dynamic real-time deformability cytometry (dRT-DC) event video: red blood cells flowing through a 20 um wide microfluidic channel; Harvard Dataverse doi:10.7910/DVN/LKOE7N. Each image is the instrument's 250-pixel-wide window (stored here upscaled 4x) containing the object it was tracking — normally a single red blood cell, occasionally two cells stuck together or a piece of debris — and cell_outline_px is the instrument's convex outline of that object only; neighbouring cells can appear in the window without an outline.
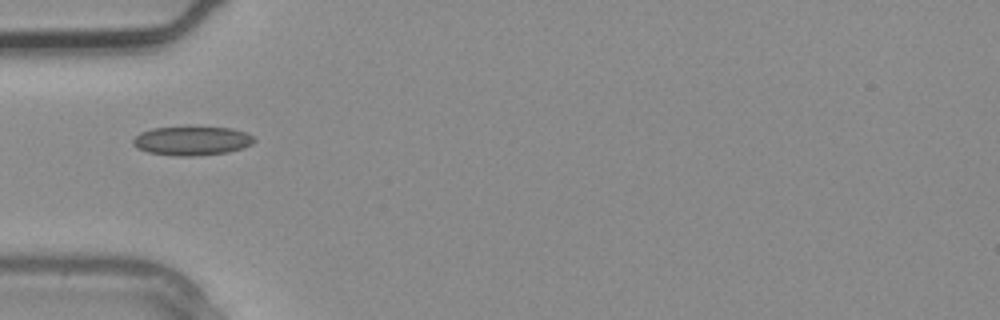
{"species": "common noctule bat (a hibernating species)", "species_latin": "Nyctalus noctula", "temperature_condition": "warm", "stored_images_in_passage": 2, "camera_frame_rate_fps": 3000, "um_per_image_px": 0.085, "animal": {"sex": "male", "body_mass_g": 20.4}, "frame": {"image": 1, "passage_image": 2, "time_ms": 0.333, "image_size_px": [1000, 320], "cell_outline_px": [[256, 140], [252, 144], [244, 148], [228, 152], [192, 156], [176, 156], [148, 152], [136, 148], [132, 144], [132, 140], [140, 132], [152, 128], [232, 128], [248, 132]], "centroid_in_image_um": [16.32, 11.98], "position_along_channel_um": 68.7, "area_um2": 20.35}}